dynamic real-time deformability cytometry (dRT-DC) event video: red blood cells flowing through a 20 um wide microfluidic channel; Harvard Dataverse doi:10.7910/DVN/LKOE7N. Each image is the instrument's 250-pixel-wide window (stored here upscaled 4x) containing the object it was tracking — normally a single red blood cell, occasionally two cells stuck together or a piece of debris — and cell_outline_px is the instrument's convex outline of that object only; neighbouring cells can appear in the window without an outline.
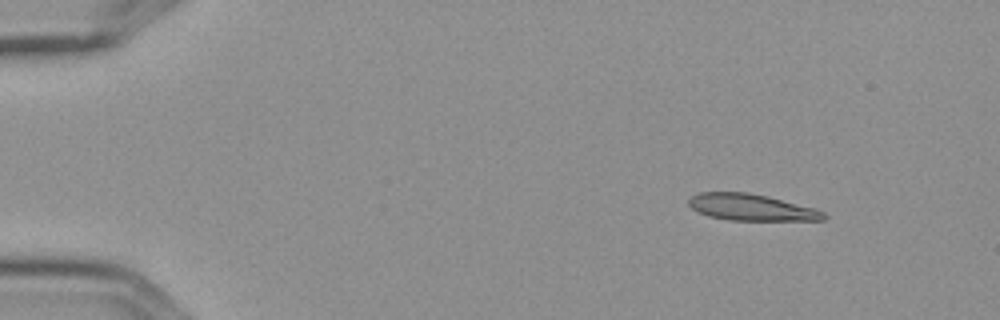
{"species": "Egyptian fruit bat (a non-hibernating species)", "species_latin": "Rousettus aegyptiacus", "temperature_condition": "cold", "stored_images_in_passage": 4, "camera_frame_rate_fps": 3000, "um_per_image_px": 0.085, "frame": {"image": 1, "passage_image": 1, "time_ms": 0.0, "image_size_px": [1000, 320], "cell_outline_px": [[828, 216], [824, 220], [728, 220], [708, 216], [692, 208], [688, 204], [688, 200], [692, 196], [700, 192], [748, 192], [768, 196], [816, 208], [824, 212]], "centroid_in_image_um": [63.89, 17.62], "position_along_channel_um": 21.1, "area_um2": 20.92}}